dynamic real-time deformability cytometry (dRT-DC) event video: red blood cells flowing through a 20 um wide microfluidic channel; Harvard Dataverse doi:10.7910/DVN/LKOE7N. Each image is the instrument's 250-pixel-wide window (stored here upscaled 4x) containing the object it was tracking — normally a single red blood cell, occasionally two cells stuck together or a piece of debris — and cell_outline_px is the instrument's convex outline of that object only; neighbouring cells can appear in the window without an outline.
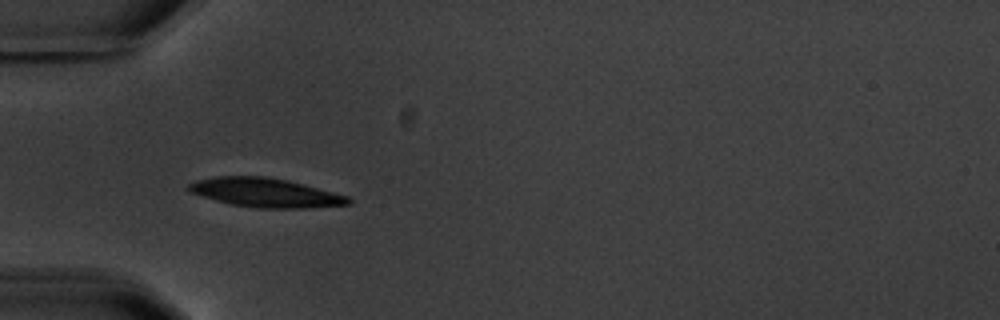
{"species": "common noctule bat (a hibernating species)", "species_latin": "Nyctalus noctula", "temperature_condition": "warm", "stored_images_in_passage": 4, "camera_frame_rate_fps": 3000, "um_per_image_px": 0.085, "animal": {"sex": "male", "body_mass_g": 20.1, "forearm_length_mm": 53.5}, "frame": {"image": 1, "passage_image": 3, "time_ms": 5.667, "image_size_px": [1000, 320], "cell_outline_px": [[352, 204], [308, 208], [256, 208], [232, 204], [216, 200], [188, 192], [184, 188], [188, 184], [196, 180], [216, 176], [264, 176], [288, 180], [348, 196], [352, 200]], "centroid_in_image_um": [22.53, 16.37], "position_along_channel_um": 62.5, "area_um2": 27.11}}
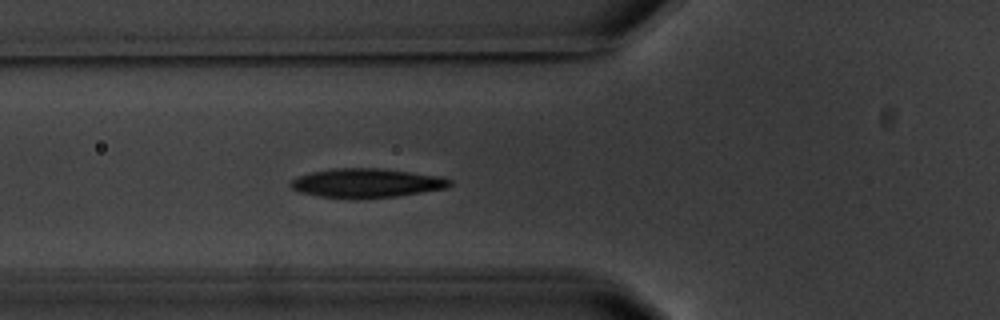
{"frame": {"image": 2, "passage_image": 4, "time_ms": 6.667, "image_size_px": [1000, 320], "cell_outline_px": [[452, 184], [448, 188], [396, 196], [320, 196], [300, 192], [292, 188], [288, 184], [288, 180], [296, 176], [312, 172], [332, 168], [380, 168], [440, 176], [452, 180]], "centroid_in_image_um": [31.15, 15.52], "position_along_channel_um": 94.7, "area_um2": 26.3}}